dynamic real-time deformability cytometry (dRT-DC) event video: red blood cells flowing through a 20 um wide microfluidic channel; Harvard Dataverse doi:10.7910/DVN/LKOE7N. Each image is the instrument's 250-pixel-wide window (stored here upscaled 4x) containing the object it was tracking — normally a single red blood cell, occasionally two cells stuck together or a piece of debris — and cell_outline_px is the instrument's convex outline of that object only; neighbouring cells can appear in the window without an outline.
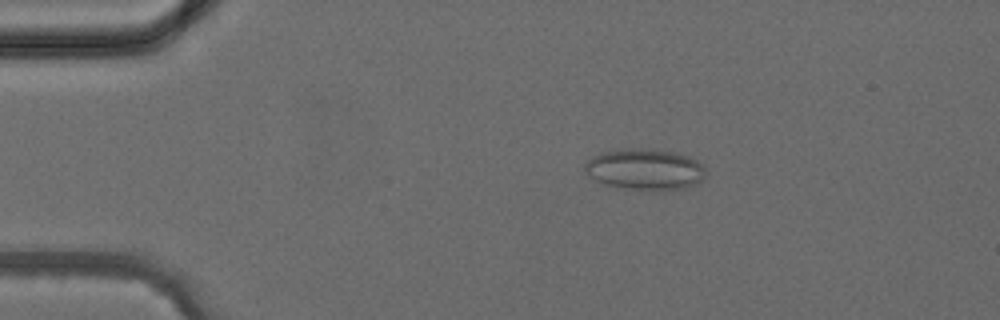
{"species": "common noctule bat (a hibernating species)", "species_latin": "Nyctalus noctula", "temperature_condition": "cold", "stored_images_in_passage": 3, "camera_frame_rate_fps": 3000, "um_per_image_px": 0.085, "animal": {"sex": "female", "body_mass_g": 24.6, "forearm_length_mm": 56.2}, "frame": {"image": 1, "passage_image": 2, "time_ms": 1.333, "image_size_px": [1000, 320], "cell_outline_px": [[704, 176], [700, 180], [684, 188], [616, 188], [604, 184], [588, 176], [584, 172], [584, 164], [588, 160], [600, 152], [624, 148], [636, 148], [676, 152], [688, 156], [704, 164]], "centroid_in_image_um": [54.75, 14.36], "position_along_channel_um": 30.3, "area_um2": 28.5}}
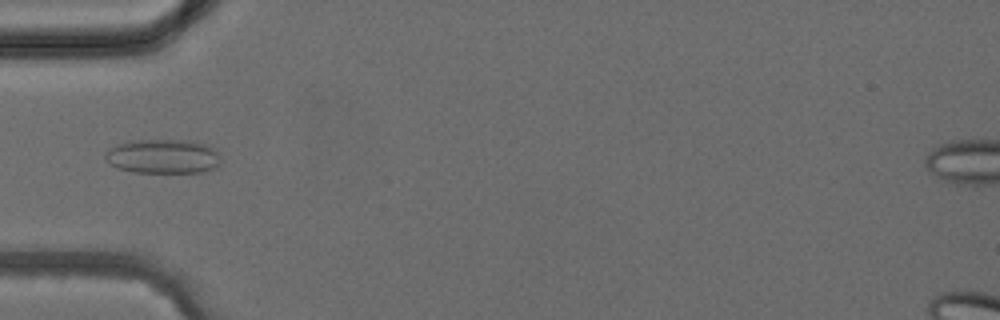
{"frame": {"image": 2, "passage_image": 3, "time_ms": 3.333, "image_size_px": [1000, 320], "cell_outline_px": [[220, 164], [216, 168], [204, 172], [132, 172], [116, 168], [104, 160], [104, 156], [112, 148], [128, 140], [192, 140], [208, 144], [220, 152]], "centroid_in_image_um": [13.91, 13.29], "position_along_channel_um": 71.1, "area_um2": 23.47}}